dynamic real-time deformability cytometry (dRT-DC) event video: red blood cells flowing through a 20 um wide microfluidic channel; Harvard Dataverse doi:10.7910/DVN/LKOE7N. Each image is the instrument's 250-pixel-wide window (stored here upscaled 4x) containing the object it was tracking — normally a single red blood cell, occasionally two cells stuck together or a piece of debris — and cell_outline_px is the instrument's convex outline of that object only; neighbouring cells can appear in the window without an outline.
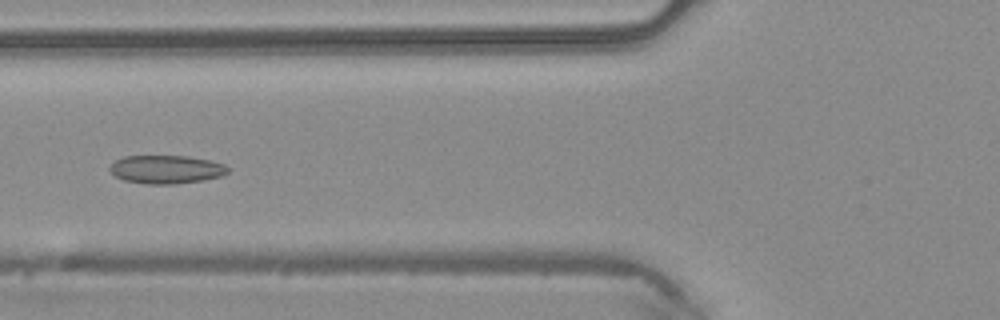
{"species": "common noctule bat (a hibernating species)", "species_latin": "Nyctalus noctula", "temperature_condition": "warm", "stored_images_in_passage": 48, "camera_frame_rate_fps": 3000, "um_per_image_px": 0.085, "animal": {"sex": "male", "body_mass_g": 20.4}, "frame": {"image": 1, "passage_image": 19, "time_ms": 6.0, "image_size_px": [1000, 320], "cell_outline_px": [[228, 172], [220, 176], [204, 180], [176, 184], [148, 184], [124, 180], [116, 176], [108, 168], [116, 160], [124, 156], [188, 156], [208, 160], [224, 164], [228, 168]], "centroid_in_image_um": [14.13, 14.4], "position_along_channel_um": 111.7, "area_um2": 19.36}}
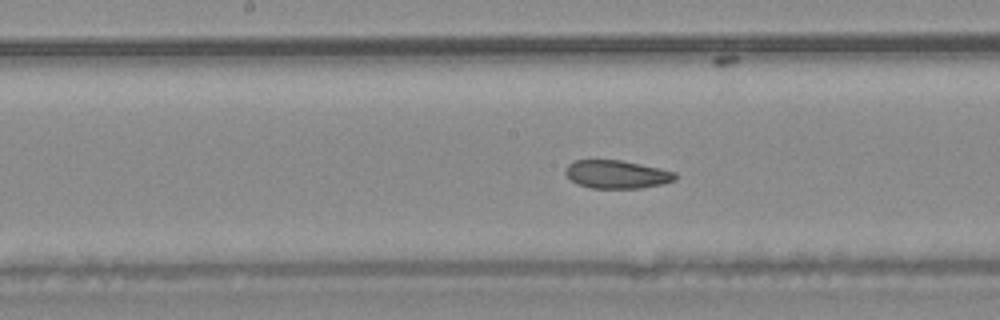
{"frame": {"image": 2, "passage_image": 25, "time_ms": 8.0, "image_size_px": [1000, 320], "cell_outline_px": [[676, 180], [664, 184], [640, 188], [592, 188], [576, 184], [564, 172], [564, 168], [568, 164], [576, 160], [620, 160], [660, 168], [676, 172]], "centroid_in_image_um": [52.43, 14.82], "position_along_channel_um": 195.8, "area_um2": 18.09}}
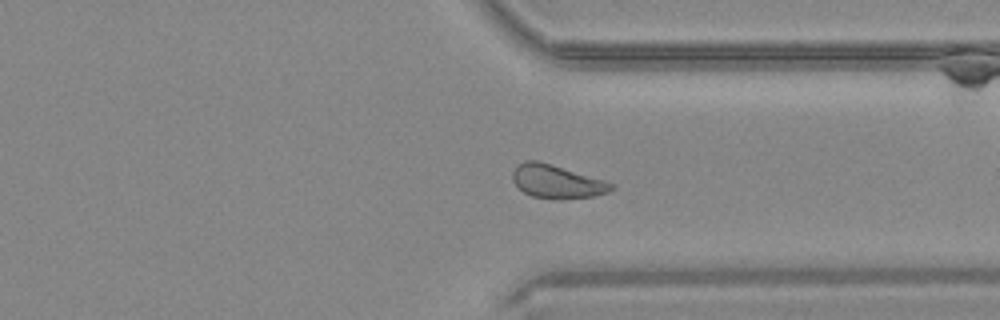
{"frame": {"image": 3, "passage_image": 37, "time_ms": 12.0, "image_size_px": [1000, 320], "cell_outline_px": [[616, 188], [608, 192], [592, 196], [560, 200], [552, 200], [532, 196], [524, 192], [512, 180], [512, 172], [516, 164], [524, 160], [536, 160], [604, 180], [616, 184]], "centroid_in_image_um": [47.32, 15.44], "position_along_channel_um": 364.1, "area_um2": 19.31}, "authors_computed_cell_mechanics": {"area_um2": 20.0566, "velocity_mm_per_s": 4.1996, "shape_relaxation_time_tau1_ms": null, "shape_relaxation_time_tau2_ms": 1.4317, "deformation_change_tau1": null, "deformation_change_tau2": 0.0516}}